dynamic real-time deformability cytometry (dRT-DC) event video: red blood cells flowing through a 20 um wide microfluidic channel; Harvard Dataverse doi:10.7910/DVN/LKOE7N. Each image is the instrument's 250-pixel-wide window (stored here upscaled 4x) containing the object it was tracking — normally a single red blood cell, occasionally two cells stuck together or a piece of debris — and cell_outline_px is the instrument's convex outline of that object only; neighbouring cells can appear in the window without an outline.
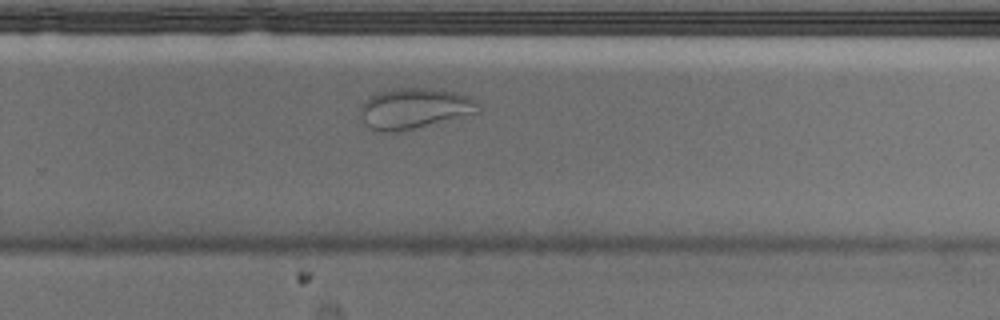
{"species": "Egyptian fruit bat (a non-hibernating species)", "species_latin": "Rousettus aegyptiacus", "temperature_condition": "cold", "stored_images_in_passage": 48, "camera_frame_rate_fps": 3000, "um_per_image_px": 0.085, "animal": {"sex": "male"}, "frame": {"image": 1, "passage_image": 35, "time_ms": 11.333, "image_size_px": [1000, 320], "cell_outline_px": [[480, 112], [396, 132], [380, 132], [368, 128], [364, 124], [360, 112], [360, 108], [364, 100], [380, 92], [392, 88], [436, 88], [456, 92], [468, 96], [480, 104]], "centroid_in_image_um": [35.21, 9.21], "position_along_channel_um": 294.6, "area_um2": 27.92}}